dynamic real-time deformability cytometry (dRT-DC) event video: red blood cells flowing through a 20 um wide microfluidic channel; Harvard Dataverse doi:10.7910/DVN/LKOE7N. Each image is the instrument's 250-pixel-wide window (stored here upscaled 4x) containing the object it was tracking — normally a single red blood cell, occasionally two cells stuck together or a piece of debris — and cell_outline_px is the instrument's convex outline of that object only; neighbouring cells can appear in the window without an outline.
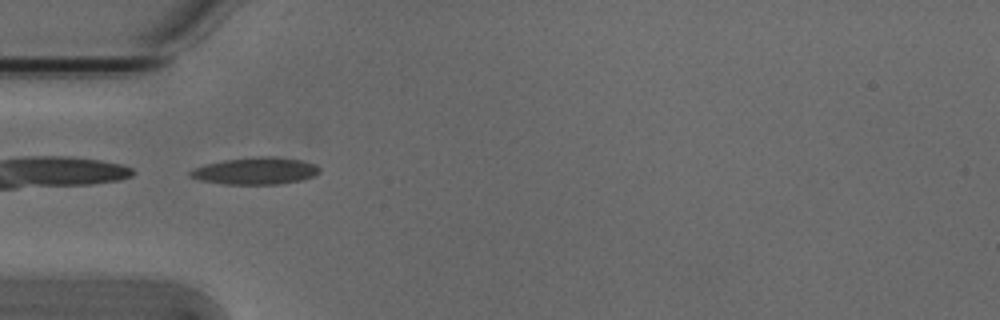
{"species": "Egyptian fruit bat (a non-hibernating species)", "species_latin": "Rousettus aegyptiacus", "temperature_condition": "cold", "stored_images_in_passage": 5, "camera_frame_rate_fps": 3000, "um_per_image_px": 0.085, "animal": {"sex": "male"}, "frame": {"image": 1, "passage_image": 4, "time_ms": 1.0, "image_size_px": [1000, 320], "cell_outline_px": [[320, 172], [312, 176], [300, 180], [280, 184], [224, 184], [200, 180], [188, 176], [188, 172], [192, 168], [204, 164], [224, 160], [256, 156], [272, 156], [300, 160], [316, 164], [320, 168]], "centroid_in_image_um": [21.68, 14.52], "position_along_channel_um": 63.3, "area_um2": 20.46}}
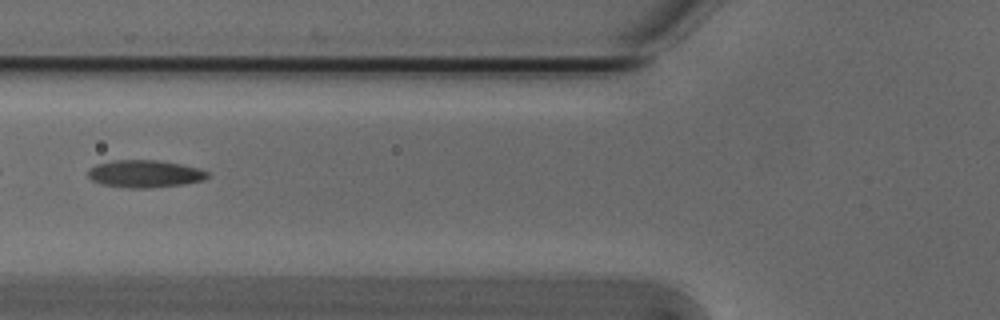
{"frame": {"image": 2, "passage_image": 5, "time_ms": 1.333, "image_size_px": [1000, 320], "cell_outline_px": [[208, 176], [204, 180], [184, 184], [148, 188], [128, 188], [100, 184], [92, 180], [88, 176], [88, 168], [96, 164], [116, 160], [156, 160], [180, 164], [200, 168], [208, 172]], "centroid_in_image_um": [12.29, 14.77], "position_along_channel_um": 113.5, "area_um2": 19.13}}